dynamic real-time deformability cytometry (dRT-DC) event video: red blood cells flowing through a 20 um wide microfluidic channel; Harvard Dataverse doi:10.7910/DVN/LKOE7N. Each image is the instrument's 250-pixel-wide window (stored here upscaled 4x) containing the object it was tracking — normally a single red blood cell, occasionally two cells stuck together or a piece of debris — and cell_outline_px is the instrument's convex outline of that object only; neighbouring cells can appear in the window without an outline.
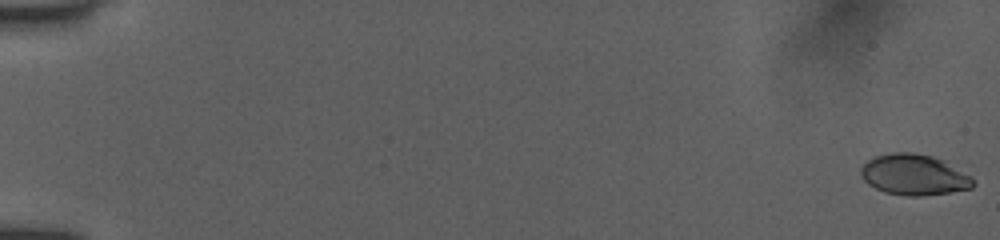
{"species": "human", "species_latin": "Homo sapiens", "temperature_condition": "room temperature", "stored_images_in_passage": 12, "camera_frame_rate_fps": 3000, "um_per_image_px": 0.085, "donor": {"sex": "female"}, "frame": {"image": 1, "passage_image": 1, "time_ms": 0.0, "image_size_px": [1000, 240], "cell_outline_px": [[976, 184], [972, 188], [948, 192], [920, 196], [908, 196], [884, 192], [868, 184], [864, 180], [860, 172], [860, 168], [872, 156], [892, 152], [912, 152], [932, 156], [944, 160], [972, 176]], "centroid_in_image_um": [77.7, 14.84], "position_along_channel_um": 7.3, "area_um2": 26.88}}